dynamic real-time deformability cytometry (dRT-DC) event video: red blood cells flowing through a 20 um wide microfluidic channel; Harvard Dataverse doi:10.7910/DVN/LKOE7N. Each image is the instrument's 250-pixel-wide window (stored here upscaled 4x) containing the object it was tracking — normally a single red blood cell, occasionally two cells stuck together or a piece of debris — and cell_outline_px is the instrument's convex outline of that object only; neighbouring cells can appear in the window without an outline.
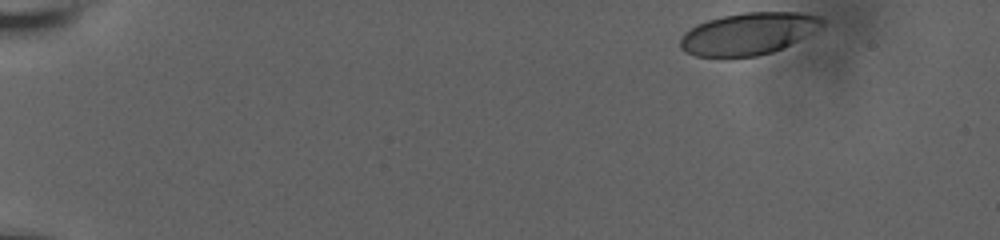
{"species": "human", "species_latin": "Homo sapiens", "temperature_condition": "room temperature", "stored_images_in_passage": 42, "camera_frame_rate_fps": 3000, "um_per_image_px": 0.085, "donor": {"sex": "male"}, "frame": {"image": 1, "passage_image": 1, "time_ms": 0.0, "image_size_px": [1000, 240], "cell_outline_px": [[824, 24], [796, 40], [772, 52], [756, 56], [696, 56], [684, 52], [680, 48], [680, 36], [684, 32], [696, 24], [708, 20], [724, 16], [744, 12], [800, 12], [820, 16], [824, 20]], "centroid_in_image_um": [63.54, 2.85], "position_along_channel_um": 21.5, "area_um2": 34.28}}
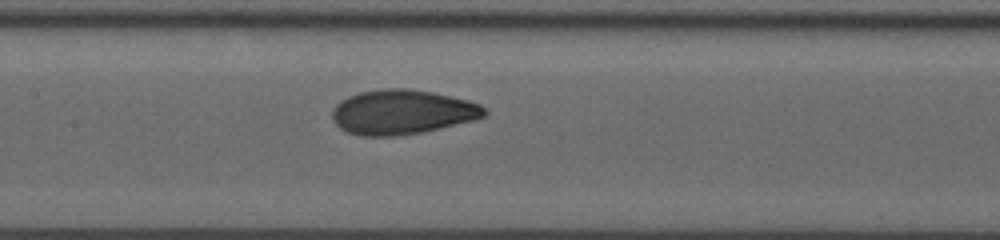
{"frame": {"image": 2, "passage_image": 24, "time_ms": 8.0, "image_size_px": [1000, 240], "cell_outline_px": [[488, 112], [484, 116], [476, 120], [424, 132], [396, 136], [360, 136], [348, 132], [340, 128], [332, 120], [332, 108], [340, 100], [348, 96], [360, 92], [380, 88], [408, 88], [432, 92], [468, 100], [480, 104]], "centroid_in_image_um": [34.17, 9.53], "position_along_channel_um": 173.2, "area_um2": 39.94}}
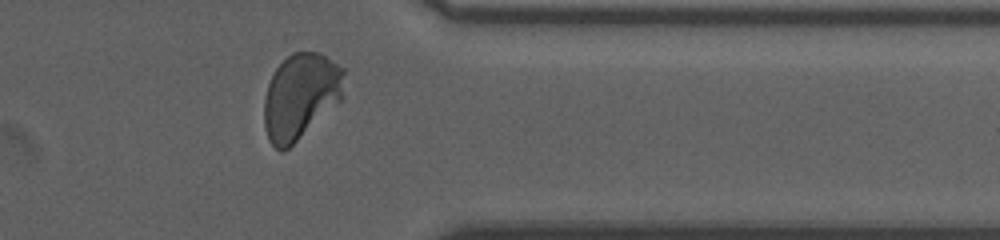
{"frame": {"image": 3, "passage_image": 39, "time_ms": 14.0, "image_size_px": [1000, 240], "cell_outline_px": [[344, 96], [340, 100], [284, 152], [280, 152], [268, 140], [264, 128], [264, 100], [268, 84], [276, 68], [292, 52], [316, 52], [324, 56], [344, 68]], "centroid_in_image_um": [25.53, 8.18], "position_along_channel_um": 385.9, "area_um2": 39.65}, "authors_computed_cell_mechanics": {"area_um2": 38.4081, "velocity_mm_per_s": 3.6502, "shape_relaxation_time_tau1_ms": 4.5263, "shape_relaxation_time_tau2_ms": null, "deformation_change_tau1": 0.1606, "deformation_change_tau2": null}}